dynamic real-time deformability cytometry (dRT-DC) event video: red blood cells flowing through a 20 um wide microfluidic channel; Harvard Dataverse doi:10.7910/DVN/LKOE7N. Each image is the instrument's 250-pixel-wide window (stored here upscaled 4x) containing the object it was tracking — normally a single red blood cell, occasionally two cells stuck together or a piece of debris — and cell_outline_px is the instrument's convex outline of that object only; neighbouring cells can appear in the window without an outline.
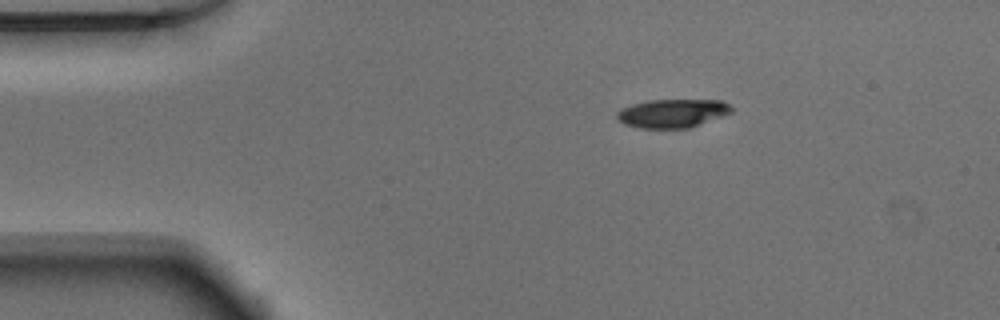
{"species": "Egyptian fruit bat (a non-hibernating species)", "species_latin": "Rousettus aegyptiacus", "temperature_condition": "warm", "stored_images_in_passage": 44, "camera_frame_rate_fps": 3000, "um_per_image_px": 0.085, "animal": {"sex": "male"}, "frame": {"image": 1, "passage_image": 1, "time_ms": 0.0, "image_size_px": [1000, 320], "cell_outline_px": [[732, 112], [700, 124], [688, 128], [640, 128], [624, 124], [616, 116], [616, 112], [620, 108], [632, 104], [648, 100], [720, 100], [728, 104], [732, 108]], "centroid_in_image_um": [57.12, 9.63], "position_along_channel_um": 27.9, "area_um2": 18.96}}
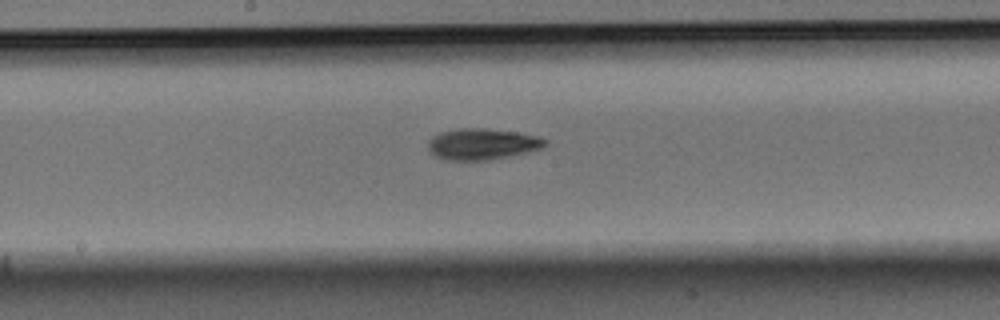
{"frame": {"image": 2, "passage_image": 19, "time_ms": 6.0, "image_size_px": [1000, 320], "cell_outline_px": [[548, 144], [540, 148], [508, 156], [488, 160], [448, 160], [436, 156], [428, 148], [428, 140], [432, 136], [440, 132], [456, 128], [484, 128], [516, 132], [540, 136], [548, 140]], "centroid_in_image_um": [40.98, 12.23], "position_along_channel_um": 207.2, "area_um2": 21.21}}
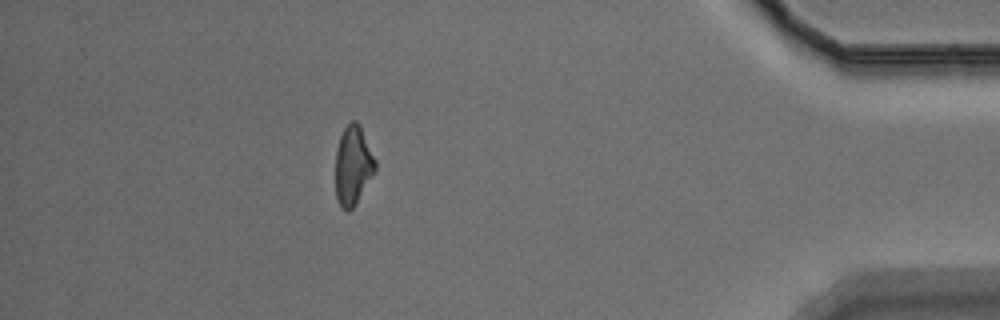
{"frame": {"image": 3, "passage_image": 38, "time_ms": 12.333, "image_size_px": [1000, 320], "cell_outline_px": [[376, 168], [356, 204], [348, 212], [340, 204], [336, 196], [336, 148], [340, 136], [344, 128], [352, 120], [356, 120], [360, 124], [376, 160]], "centroid_in_image_um": [30.01, 14.02], "position_along_channel_um": 405.2, "area_um2": 18.21}, "authors_computed_cell_mechanics": {"area_um2": 19.9699, "velocity_mm_per_s": 3.8932, "shape_relaxation_time_tau1_ms": 3.5081, "shape_relaxation_time_tau2_ms": 5.7105, "deformation_change_tau1": 0.1532, "deformation_change_tau2": 0.1345}}